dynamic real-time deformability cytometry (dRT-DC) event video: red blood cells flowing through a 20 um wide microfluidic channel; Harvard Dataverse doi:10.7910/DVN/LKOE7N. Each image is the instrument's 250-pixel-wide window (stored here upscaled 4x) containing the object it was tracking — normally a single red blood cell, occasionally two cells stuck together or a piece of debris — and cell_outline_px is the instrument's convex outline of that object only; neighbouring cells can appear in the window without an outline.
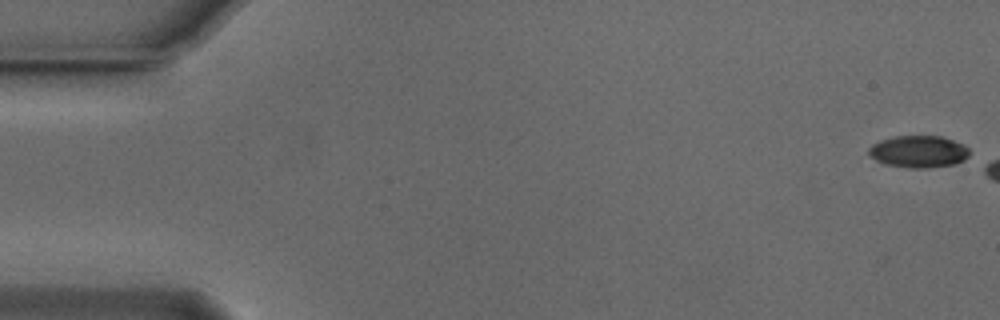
{"species": "Egyptian fruit bat (a non-hibernating species)", "species_latin": "Rousettus aegyptiacus", "temperature_condition": "cold", "stored_images_in_passage": 7, "camera_frame_rate_fps": 3000, "um_per_image_px": 0.085, "animal": {"sex": "male"}, "frame": {"image": 1, "passage_image": 1, "time_ms": 0.0, "image_size_px": [1000, 320], "cell_outline_px": [[968, 156], [964, 160], [956, 164], [928, 168], [908, 168], [884, 164], [868, 156], [868, 148], [872, 144], [880, 140], [896, 136], [940, 136], [964, 144], [968, 148]], "centroid_in_image_um": [78.05, 12.89], "position_along_channel_um": 6.9, "area_um2": 18.96}}